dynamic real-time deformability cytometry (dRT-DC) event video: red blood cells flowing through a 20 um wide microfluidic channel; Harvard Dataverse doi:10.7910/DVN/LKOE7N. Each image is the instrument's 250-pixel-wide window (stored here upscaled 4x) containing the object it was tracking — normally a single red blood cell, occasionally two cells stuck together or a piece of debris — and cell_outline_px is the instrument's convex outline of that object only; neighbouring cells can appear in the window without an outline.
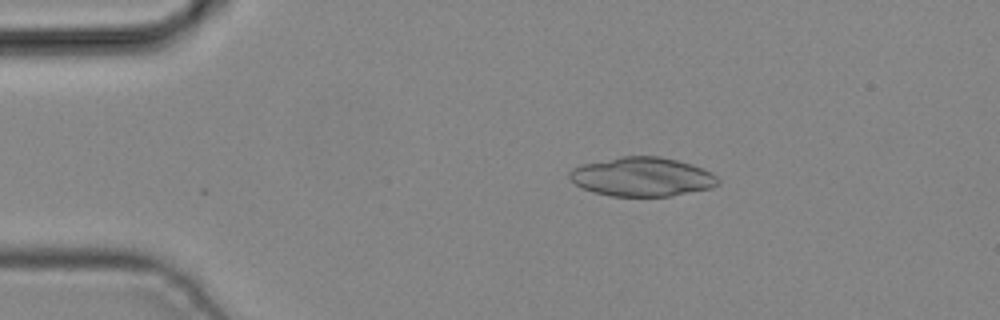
{"species": "common noctule bat (a hibernating species)", "species_latin": "Nyctalus noctula", "temperature_condition": "cold", "stored_images_in_passage": 2, "camera_frame_rate_fps": 3000, "um_per_image_px": 0.085, "animal": {"sex": "male", "body_mass_g": 19.2, "forearm_length_mm": 51.8}, "frame": {"image": 1, "passage_image": 1, "time_ms": 0.0, "image_size_px": [1000, 320], "cell_outline_px": [[720, 184], [712, 188], [672, 196], [612, 196], [592, 192], [576, 184], [568, 176], [568, 172], [572, 168], [580, 164], [620, 156], [660, 156], [692, 164], [712, 172], [720, 180]], "centroid_in_image_um": [54.59, 15.02], "position_along_channel_um": 30.4, "area_um2": 34.1}}